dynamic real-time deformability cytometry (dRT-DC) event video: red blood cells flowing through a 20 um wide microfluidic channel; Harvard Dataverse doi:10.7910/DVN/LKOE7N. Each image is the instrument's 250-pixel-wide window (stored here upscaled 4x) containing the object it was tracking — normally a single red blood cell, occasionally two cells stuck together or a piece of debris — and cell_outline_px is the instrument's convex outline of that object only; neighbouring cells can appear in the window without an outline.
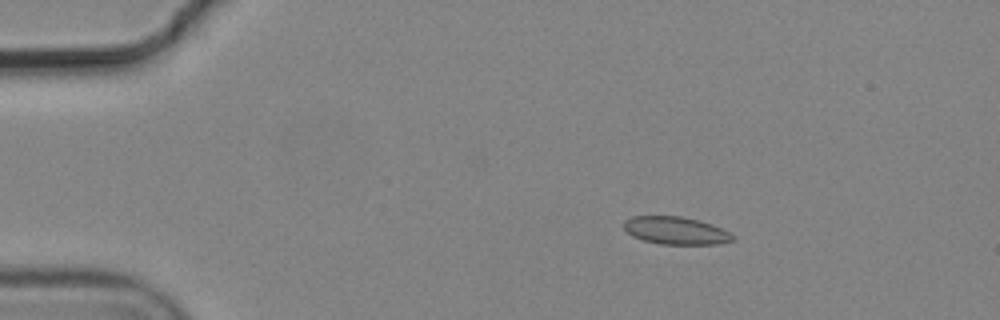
{"species": "common noctule bat (a hibernating species)", "species_latin": "Nyctalus noctula", "temperature_condition": "cold", "stored_images_in_passage": 3, "camera_frame_rate_fps": 3000, "um_per_image_px": 0.085, "animal": {"sex": "male", "body_mass_g": 19.2, "forearm_length_mm": 51.8}, "frame": {"image": 1, "passage_image": 3, "time_ms": 0.667, "image_size_px": [1000, 320], "cell_outline_px": [[736, 240], [720, 244], [660, 244], [644, 240], [632, 236], [624, 228], [624, 220], [632, 216], [680, 216], [700, 220], [712, 224], [736, 236]], "centroid_in_image_um": [57.47, 19.6], "position_along_channel_um": 27.5, "area_um2": 17.63}}